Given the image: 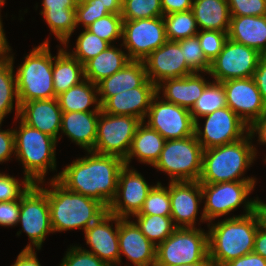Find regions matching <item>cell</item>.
I'll return each mask as SVG.
<instances>
[{
    "instance_id": "cell-44",
    "label": "cell",
    "mask_w": 266,
    "mask_h": 266,
    "mask_svg": "<svg viewBox=\"0 0 266 266\" xmlns=\"http://www.w3.org/2000/svg\"><path fill=\"white\" fill-rule=\"evenodd\" d=\"M32 185L26 176L20 182L19 179L0 172V202L20 199Z\"/></svg>"
},
{
    "instance_id": "cell-48",
    "label": "cell",
    "mask_w": 266,
    "mask_h": 266,
    "mask_svg": "<svg viewBox=\"0 0 266 266\" xmlns=\"http://www.w3.org/2000/svg\"><path fill=\"white\" fill-rule=\"evenodd\" d=\"M20 199L0 202V226L12 227L18 224Z\"/></svg>"
},
{
    "instance_id": "cell-47",
    "label": "cell",
    "mask_w": 266,
    "mask_h": 266,
    "mask_svg": "<svg viewBox=\"0 0 266 266\" xmlns=\"http://www.w3.org/2000/svg\"><path fill=\"white\" fill-rule=\"evenodd\" d=\"M230 16H264L266 0H227Z\"/></svg>"
},
{
    "instance_id": "cell-45",
    "label": "cell",
    "mask_w": 266,
    "mask_h": 266,
    "mask_svg": "<svg viewBox=\"0 0 266 266\" xmlns=\"http://www.w3.org/2000/svg\"><path fill=\"white\" fill-rule=\"evenodd\" d=\"M76 25L82 24L86 29L97 19L110 14L105 6L96 2V0H78L76 5Z\"/></svg>"
},
{
    "instance_id": "cell-50",
    "label": "cell",
    "mask_w": 266,
    "mask_h": 266,
    "mask_svg": "<svg viewBox=\"0 0 266 266\" xmlns=\"http://www.w3.org/2000/svg\"><path fill=\"white\" fill-rule=\"evenodd\" d=\"M252 78L261 93L264 103L266 104V55L259 59L257 68L253 73Z\"/></svg>"
},
{
    "instance_id": "cell-61",
    "label": "cell",
    "mask_w": 266,
    "mask_h": 266,
    "mask_svg": "<svg viewBox=\"0 0 266 266\" xmlns=\"http://www.w3.org/2000/svg\"><path fill=\"white\" fill-rule=\"evenodd\" d=\"M6 0H0V8L6 3L5 2ZM0 12H1V9H0ZM1 14V13H0ZM0 17H2L1 15H0Z\"/></svg>"
},
{
    "instance_id": "cell-52",
    "label": "cell",
    "mask_w": 266,
    "mask_h": 266,
    "mask_svg": "<svg viewBox=\"0 0 266 266\" xmlns=\"http://www.w3.org/2000/svg\"><path fill=\"white\" fill-rule=\"evenodd\" d=\"M192 4L193 0H161L163 15L190 10Z\"/></svg>"
},
{
    "instance_id": "cell-28",
    "label": "cell",
    "mask_w": 266,
    "mask_h": 266,
    "mask_svg": "<svg viewBox=\"0 0 266 266\" xmlns=\"http://www.w3.org/2000/svg\"><path fill=\"white\" fill-rule=\"evenodd\" d=\"M142 121L136 129L131 147L124 163L130 166L131 159L135 157L140 163L154 166L160 157L165 144V139L154 129Z\"/></svg>"
},
{
    "instance_id": "cell-55",
    "label": "cell",
    "mask_w": 266,
    "mask_h": 266,
    "mask_svg": "<svg viewBox=\"0 0 266 266\" xmlns=\"http://www.w3.org/2000/svg\"><path fill=\"white\" fill-rule=\"evenodd\" d=\"M78 0H43L41 11H64L67 8H76Z\"/></svg>"
},
{
    "instance_id": "cell-8",
    "label": "cell",
    "mask_w": 266,
    "mask_h": 266,
    "mask_svg": "<svg viewBox=\"0 0 266 266\" xmlns=\"http://www.w3.org/2000/svg\"><path fill=\"white\" fill-rule=\"evenodd\" d=\"M203 147L195 134L182 139L166 140L153 166L167 173L171 181H199L202 173Z\"/></svg>"
},
{
    "instance_id": "cell-54",
    "label": "cell",
    "mask_w": 266,
    "mask_h": 266,
    "mask_svg": "<svg viewBox=\"0 0 266 266\" xmlns=\"http://www.w3.org/2000/svg\"><path fill=\"white\" fill-rule=\"evenodd\" d=\"M34 249H23L11 266H41Z\"/></svg>"
},
{
    "instance_id": "cell-53",
    "label": "cell",
    "mask_w": 266,
    "mask_h": 266,
    "mask_svg": "<svg viewBox=\"0 0 266 266\" xmlns=\"http://www.w3.org/2000/svg\"><path fill=\"white\" fill-rule=\"evenodd\" d=\"M249 135L253 138L258 134V142L262 145H266V114L262 115L260 118L254 120L248 129ZM256 133V135H255ZM255 135V136H254Z\"/></svg>"
},
{
    "instance_id": "cell-11",
    "label": "cell",
    "mask_w": 266,
    "mask_h": 266,
    "mask_svg": "<svg viewBox=\"0 0 266 266\" xmlns=\"http://www.w3.org/2000/svg\"><path fill=\"white\" fill-rule=\"evenodd\" d=\"M142 121L135 116L112 115L101 110L92 152L127 157L136 129Z\"/></svg>"
},
{
    "instance_id": "cell-9",
    "label": "cell",
    "mask_w": 266,
    "mask_h": 266,
    "mask_svg": "<svg viewBox=\"0 0 266 266\" xmlns=\"http://www.w3.org/2000/svg\"><path fill=\"white\" fill-rule=\"evenodd\" d=\"M208 254V231L197 227L176 228L156 246L155 266L191 264L203 260Z\"/></svg>"
},
{
    "instance_id": "cell-23",
    "label": "cell",
    "mask_w": 266,
    "mask_h": 266,
    "mask_svg": "<svg viewBox=\"0 0 266 266\" xmlns=\"http://www.w3.org/2000/svg\"><path fill=\"white\" fill-rule=\"evenodd\" d=\"M62 114L57 98H52L20 103L18 118L58 141L61 139L58 135L61 131Z\"/></svg>"
},
{
    "instance_id": "cell-5",
    "label": "cell",
    "mask_w": 266,
    "mask_h": 266,
    "mask_svg": "<svg viewBox=\"0 0 266 266\" xmlns=\"http://www.w3.org/2000/svg\"><path fill=\"white\" fill-rule=\"evenodd\" d=\"M20 126L13 129L15 158L21 162L26 176L33 184L45 181L47 171L56 170V139L34 129L19 119Z\"/></svg>"
},
{
    "instance_id": "cell-24",
    "label": "cell",
    "mask_w": 266,
    "mask_h": 266,
    "mask_svg": "<svg viewBox=\"0 0 266 266\" xmlns=\"http://www.w3.org/2000/svg\"><path fill=\"white\" fill-rule=\"evenodd\" d=\"M208 83L201 72H194L185 77L164 80L156 86V91L157 94L162 91L165 101L191 110Z\"/></svg>"
},
{
    "instance_id": "cell-13",
    "label": "cell",
    "mask_w": 266,
    "mask_h": 266,
    "mask_svg": "<svg viewBox=\"0 0 266 266\" xmlns=\"http://www.w3.org/2000/svg\"><path fill=\"white\" fill-rule=\"evenodd\" d=\"M204 129L195 122L194 134L204 150L233 143L248 134L249 125L228 106L205 115Z\"/></svg>"
},
{
    "instance_id": "cell-60",
    "label": "cell",
    "mask_w": 266,
    "mask_h": 266,
    "mask_svg": "<svg viewBox=\"0 0 266 266\" xmlns=\"http://www.w3.org/2000/svg\"><path fill=\"white\" fill-rule=\"evenodd\" d=\"M174 266H214V264L208 254L203 260L199 262H194L191 264H179V265H174Z\"/></svg>"
},
{
    "instance_id": "cell-6",
    "label": "cell",
    "mask_w": 266,
    "mask_h": 266,
    "mask_svg": "<svg viewBox=\"0 0 266 266\" xmlns=\"http://www.w3.org/2000/svg\"><path fill=\"white\" fill-rule=\"evenodd\" d=\"M49 40L34 47L24 57L15 77L20 103L56 98L53 86V56Z\"/></svg>"
},
{
    "instance_id": "cell-12",
    "label": "cell",
    "mask_w": 266,
    "mask_h": 266,
    "mask_svg": "<svg viewBox=\"0 0 266 266\" xmlns=\"http://www.w3.org/2000/svg\"><path fill=\"white\" fill-rule=\"evenodd\" d=\"M167 41L163 16L123 20L122 47L130 60L143 61Z\"/></svg>"
},
{
    "instance_id": "cell-15",
    "label": "cell",
    "mask_w": 266,
    "mask_h": 266,
    "mask_svg": "<svg viewBox=\"0 0 266 266\" xmlns=\"http://www.w3.org/2000/svg\"><path fill=\"white\" fill-rule=\"evenodd\" d=\"M262 56L257 50L228 38L222 51L211 62L208 75L217 82L251 78Z\"/></svg>"
},
{
    "instance_id": "cell-51",
    "label": "cell",
    "mask_w": 266,
    "mask_h": 266,
    "mask_svg": "<svg viewBox=\"0 0 266 266\" xmlns=\"http://www.w3.org/2000/svg\"><path fill=\"white\" fill-rule=\"evenodd\" d=\"M224 266H266V259L254 252H251L229 261Z\"/></svg>"
},
{
    "instance_id": "cell-40",
    "label": "cell",
    "mask_w": 266,
    "mask_h": 266,
    "mask_svg": "<svg viewBox=\"0 0 266 266\" xmlns=\"http://www.w3.org/2000/svg\"><path fill=\"white\" fill-rule=\"evenodd\" d=\"M136 215L171 216L168 187H164L161 182H157L144 200L140 212Z\"/></svg>"
},
{
    "instance_id": "cell-35",
    "label": "cell",
    "mask_w": 266,
    "mask_h": 266,
    "mask_svg": "<svg viewBox=\"0 0 266 266\" xmlns=\"http://www.w3.org/2000/svg\"><path fill=\"white\" fill-rule=\"evenodd\" d=\"M140 231L156 246L164 242L177 228L171 216L161 215H134Z\"/></svg>"
},
{
    "instance_id": "cell-57",
    "label": "cell",
    "mask_w": 266,
    "mask_h": 266,
    "mask_svg": "<svg viewBox=\"0 0 266 266\" xmlns=\"http://www.w3.org/2000/svg\"><path fill=\"white\" fill-rule=\"evenodd\" d=\"M254 213L257 216L259 226L266 231V203L262 202L259 197L255 198Z\"/></svg>"
},
{
    "instance_id": "cell-10",
    "label": "cell",
    "mask_w": 266,
    "mask_h": 266,
    "mask_svg": "<svg viewBox=\"0 0 266 266\" xmlns=\"http://www.w3.org/2000/svg\"><path fill=\"white\" fill-rule=\"evenodd\" d=\"M19 223L22 229L17 232V235L20 236L23 230L31 241L24 249L40 250L47 234L54 233L47 194L38 184H33L20 198Z\"/></svg>"
},
{
    "instance_id": "cell-37",
    "label": "cell",
    "mask_w": 266,
    "mask_h": 266,
    "mask_svg": "<svg viewBox=\"0 0 266 266\" xmlns=\"http://www.w3.org/2000/svg\"><path fill=\"white\" fill-rule=\"evenodd\" d=\"M163 19L167 41H179L196 36L199 32L191 9L163 15Z\"/></svg>"
},
{
    "instance_id": "cell-36",
    "label": "cell",
    "mask_w": 266,
    "mask_h": 266,
    "mask_svg": "<svg viewBox=\"0 0 266 266\" xmlns=\"http://www.w3.org/2000/svg\"><path fill=\"white\" fill-rule=\"evenodd\" d=\"M40 14L60 44L67 49L70 37L77 28L75 8H67L64 11H40Z\"/></svg>"
},
{
    "instance_id": "cell-2",
    "label": "cell",
    "mask_w": 266,
    "mask_h": 266,
    "mask_svg": "<svg viewBox=\"0 0 266 266\" xmlns=\"http://www.w3.org/2000/svg\"><path fill=\"white\" fill-rule=\"evenodd\" d=\"M37 184L47 194L53 232L73 229L85 231L108 212V208L100 201L71 192L57 180H50L49 189L42 187L43 182Z\"/></svg>"
},
{
    "instance_id": "cell-25",
    "label": "cell",
    "mask_w": 266,
    "mask_h": 266,
    "mask_svg": "<svg viewBox=\"0 0 266 266\" xmlns=\"http://www.w3.org/2000/svg\"><path fill=\"white\" fill-rule=\"evenodd\" d=\"M100 112H63L61 133L85 151H92L96 143Z\"/></svg>"
},
{
    "instance_id": "cell-4",
    "label": "cell",
    "mask_w": 266,
    "mask_h": 266,
    "mask_svg": "<svg viewBox=\"0 0 266 266\" xmlns=\"http://www.w3.org/2000/svg\"><path fill=\"white\" fill-rule=\"evenodd\" d=\"M249 133L233 143L203 150L200 183H222L234 181H256L254 177H243L254 163L257 148ZM243 177V178H242Z\"/></svg>"
},
{
    "instance_id": "cell-14",
    "label": "cell",
    "mask_w": 266,
    "mask_h": 266,
    "mask_svg": "<svg viewBox=\"0 0 266 266\" xmlns=\"http://www.w3.org/2000/svg\"><path fill=\"white\" fill-rule=\"evenodd\" d=\"M150 128L156 130L165 140L182 139L194 135L195 122L190 110L161 99L156 94L145 119Z\"/></svg>"
},
{
    "instance_id": "cell-30",
    "label": "cell",
    "mask_w": 266,
    "mask_h": 266,
    "mask_svg": "<svg viewBox=\"0 0 266 266\" xmlns=\"http://www.w3.org/2000/svg\"><path fill=\"white\" fill-rule=\"evenodd\" d=\"M131 61L128 54L115 45H110L96 57L84 64V77L93 84L123 69Z\"/></svg>"
},
{
    "instance_id": "cell-43",
    "label": "cell",
    "mask_w": 266,
    "mask_h": 266,
    "mask_svg": "<svg viewBox=\"0 0 266 266\" xmlns=\"http://www.w3.org/2000/svg\"><path fill=\"white\" fill-rule=\"evenodd\" d=\"M197 37L204 56L211 63L222 51L228 39V33L216 30H200Z\"/></svg>"
},
{
    "instance_id": "cell-18",
    "label": "cell",
    "mask_w": 266,
    "mask_h": 266,
    "mask_svg": "<svg viewBox=\"0 0 266 266\" xmlns=\"http://www.w3.org/2000/svg\"><path fill=\"white\" fill-rule=\"evenodd\" d=\"M183 56V49L176 41H166L143 60L147 78L157 86L164 80L194 73Z\"/></svg>"
},
{
    "instance_id": "cell-34",
    "label": "cell",
    "mask_w": 266,
    "mask_h": 266,
    "mask_svg": "<svg viewBox=\"0 0 266 266\" xmlns=\"http://www.w3.org/2000/svg\"><path fill=\"white\" fill-rule=\"evenodd\" d=\"M226 106V94L222 82L212 80L191 108L190 114L194 122H199V118Z\"/></svg>"
},
{
    "instance_id": "cell-38",
    "label": "cell",
    "mask_w": 266,
    "mask_h": 266,
    "mask_svg": "<svg viewBox=\"0 0 266 266\" xmlns=\"http://www.w3.org/2000/svg\"><path fill=\"white\" fill-rule=\"evenodd\" d=\"M75 44L76 47L72 52H69L67 49L65 50L83 65L111 45L109 42L102 40L87 29H84L79 34Z\"/></svg>"
},
{
    "instance_id": "cell-17",
    "label": "cell",
    "mask_w": 266,
    "mask_h": 266,
    "mask_svg": "<svg viewBox=\"0 0 266 266\" xmlns=\"http://www.w3.org/2000/svg\"><path fill=\"white\" fill-rule=\"evenodd\" d=\"M222 84L227 106L248 125L266 114V104L252 77L231 79Z\"/></svg>"
},
{
    "instance_id": "cell-3",
    "label": "cell",
    "mask_w": 266,
    "mask_h": 266,
    "mask_svg": "<svg viewBox=\"0 0 266 266\" xmlns=\"http://www.w3.org/2000/svg\"><path fill=\"white\" fill-rule=\"evenodd\" d=\"M210 223H207L208 247L214 266H224L233 259L253 252L259 227L254 212L245 216L233 215L215 224Z\"/></svg>"
},
{
    "instance_id": "cell-58",
    "label": "cell",
    "mask_w": 266,
    "mask_h": 266,
    "mask_svg": "<svg viewBox=\"0 0 266 266\" xmlns=\"http://www.w3.org/2000/svg\"><path fill=\"white\" fill-rule=\"evenodd\" d=\"M2 23V18L0 17V64L8 58V54L12 50L6 39Z\"/></svg>"
},
{
    "instance_id": "cell-42",
    "label": "cell",
    "mask_w": 266,
    "mask_h": 266,
    "mask_svg": "<svg viewBox=\"0 0 266 266\" xmlns=\"http://www.w3.org/2000/svg\"><path fill=\"white\" fill-rule=\"evenodd\" d=\"M176 42L183 49L186 64L193 72L209 73L211 63L204 56L197 35Z\"/></svg>"
},
{
    "instance_id": "cell-31",
    "label": "cell",
    "mask_w": 266,
    "mask_h": 266,
    "mask_svg": "<svg viewBox=\"0 0 266 266\" xmlns=\"http://www.w3.org/2000/svg\"><path fill=\"white\" fill-rule=\"evenodd\" d=\"M62 112H101L98 86L87 79L74 85L57 97ZM93 106V110L89 107Z\"/></svg>"
},
{
    "instance_id": "cell-27",
    "label": "cell",
    "mask_w": 266,
    "mask_h": 266,
    "mask_svg": "<svg viewBox=\"0 0 266 266\" xmlns=\"http://www.w3.org/2000/svg\"><path fill=\"white\" fill-rule=\"evenodd\" d=\"M228 38L266 55V15L231 16Z\"/></svg>"
},
{
    "instance_id": "cell-56",
    "label": "cell",
    "mask_w": 266,
    "mask_h": 266,
    "mask_svg": "<svg viewBox=\"0 0 266 266\" xmlns=\"http://www.w3.org/2000/svg\"><path fill=\"white\" fill-rule=\"evenodd\" d=\"M253 252L266 259V231L260 226L255 236Z\"/></svg>"
},
{
    "instance_id": "cell-46",
    "label": "cell",
    "mask_w": 266,
    "mask_h": 266,
    "mask_svg": "<svg viewBox=\"0 0 266 266\" xmlns=\"http://www.w3.org/2000/svg\"><path fill=\"white\" fill-rule=\"evenodd\" d=\"M60 266H108L95 254L80 246H70L61 260Z\"/></svg>"
},
{
    "instance_id": "cell-59",
    "label": "cell",
    "mask_w": 266,
    "mask_h": 266,
    "mask_svg": "<svg viewBox=\"0 0 266 266\" xmlns=\"http://www.w3.org/2000/svg\"><path fill=\"white\" fill-rule=\"evenodd\" d=\"M111 14H121L123 0H96Z\"/></svg>"
},
{
    "instance_id": "cell-7",
    "label": "cell",
    "mask_w": 266,
    "mask_h": 266,
    "mask_svg": "<svg viewBox=\"0 0 266 266\" xmlns=\"http://www.w3.org/2000/svg\"><path fill=\"white\" fill-rule=\"evenodd\" d=\"M256 181H234L222 183H201L202 199L205 201L200 222H214L216 218L228 215L242 204L248 215L254 212L255 199H249Z\"/></svg>"
},
{
    "instance_id": "cell-1",
    "label": "cell",
    "mask_w": 266,
    "mask_h": 266,
    "mask_svg": "<svg viewBox=\"0 0 266 266\" xmlns=\"http://www.w3.org/2000/svg\"><path fill=\"white\" fill-rule=\"evenodd\" d=\"M87 153L68 164L52 180H57L71 192L94 198L108 208L115 198L124 160L115 155Z\"/></svg>"
},
{
    "instance_id": "cell-16",
    "label": "cell",
    "mask_w": 266,
    "mask_h": 266,
    "mask_svg": "<svg viewBox=\"0 0 266 266\" xmlns=\"http://www.w3.org/2000/svg\"><path fill=\"white\" fill-rule=\"evenodd\" d=\"M153 187L145 181L141 173L124 165L119 174L115 198L110 203L108 212L119 218L130 219L140 212Z\"/></svg>"
},
{
    "instance_id": "cell-39",
    "label": "cell",
    "mask_w": 266,
    "mask_h": 266,
    "mask_svg": "<svg viewBox=\"0 0 266 266\" xmlns=\"http://www.w3.org/2000/svg\"><path fill=\"white\" fill-rule=\"evenodd\" d=\"M163 16L161 0H123V20L149 19Z\"/></svg>"
},
{
    "instance_id": "cell-32",
    "label": "cell",
    "mask_w": 266,
    "mask_h": 266,
    "mask_svg": "<svg viewBox=\"0 0 266 266\" xmlns=\"http://www.w3.org/2000/svg\"><path fill=\"white\" fill-rule=\"evenodd\" d=\"M57 56L53 57V86L55 96L82 82L84 65L71 56L64 47L59 46Z\"/></svg>"
},
{
    "instance_id": "cell-29",
    "label": "cell",
    "mask_w": 266,
    "mask_h": 266,
    "mask_svg": "<svg viewBox=\"0 0 266 266\" xmlns=\"http://www.w3.org/2000/svg\"><path fill=\"white\" fill-rule=\"evenodd\" d=\"M191 11L198 29L228 33L231 16L227 0H193Z\"/></svg>"
},
{
    "instance_id": "cell-20",
    "label": "cell",
    "mask_w": 266,
    "mask_h": 266,
    "mask_svg": "<svg viewBox=\"0 0 266 266\" xmlns=\"http://www.w3.org/2000/svg\"><path fill=\"white\" fill-rule=\"evenodd\" d=\"M171 218L177 228H195L198 208L202 203L199 181H169Z\"/></svg>"
},
{
    "instance_id": "cell-49",
    "label": "cell",
    "mask_w": 266,
    "mask_h": 266,
    "mask_svg": "<svg viewBox=\"0 0 266 266\" xmlns=\"http://www.w3.org/2000/svg\"><path fill=\"white\" fill-rule=\"evenodd\" d=\"M2 122H0V127ZM15 155V137L13 129H0V163H4L11 159V155Z\"/></svg>"
},
{
    "instance_id": "cell-33",
    "label": "cell",
    "mask_w": 266,
    "mask_h": 266,
    "mask_svg": "<svg viewBox=\"0 0 266 266\" xmlns=\"http://www.w3.org/2000/svg\"><path fill=\"white\" fill-rule=\"evenodd\" d=\"M14 101L15 119L17 120L20 111V101L14 74V55L11 53L0 64V122L4 121L3 119L6 115L12 112Z\"/></svg>"
},
{
    "instance_id": "cell-22",
    "label": "cell",
    "mask_w": 266,
    "mask_h": 266,
    "mask_svg": "<svg viewBox=\"0 0 266 266\" xmlns=\"http://www.w3.org/2000/svg\"><path fill=\"white\" fill-rule=\"evenodd\" d=\"M156 94V85L147 79L140 87L111 96L101 106V110L112 115L135 116L145 121L151 101Z\"/></svg>"
},
{
    "instance_id": "cell-26",
    "label": "cell",
    "mask_w": 266,
    "mask_h": 266,
    "mask_svg": "<svg viewBox=\"0 0 266 266\" xmlns=\"http://www.w3.org/2000/svg\"><path fill=\"white\" fill-rule=\"evenodd\" d=\"M147 79L143 61H129L123 69L97 84L100 105L102 106L111 96L140 87Z\"/></svg>"
},
{
    "instance_id": "cell-21",
    "label": "cell",
    "mask_w": 266,
    "mask_h": 266,
    "mask_svg": "<svg viewBox=\"0 0 266 266\" xmlns=\"http://www.w3.org/2000/svg\"><path fill=\"white\" fill-rule=\"evenodd\" d=\"M118 240L120 266L122 254L126 256L134 266H155L156 245L146 238L132 220L130 221L128 218H119Z\"/></svg>"
},
{
    "instance_id": "cell-19",
    "label": "cell",
    "mask_w": 266,
    "mask_h": 266,
    "mask_svg": "<svg viewBox=\"0 0 266 266\" xmlns=\"http://www.w3.org/2000/svg\"><path fill=\"white\" fill-rule=\"evenodd\" d=\"M118 232L119 217L107 212L84 231L86 245L91 248L86 251L95 254L108 266H118L120 261Z\"/></svg>"
},
{
    "instance_id": "cell-41",
    "label": "cell",
    "mask_w": 266,
    "mask_h": 266,
    "mask_svg": "<svg viewBox=\"0 0 266 266\" xmlns=\"http://www.w3.org/2000/svg\"><path fill=\"white\" fill-rule=\"evenodd\" d=\"M86 29L112 45L115 40L122 39L123 18L121 14L110 13L97 19Z\"/></svg>"
}]
</instances>
